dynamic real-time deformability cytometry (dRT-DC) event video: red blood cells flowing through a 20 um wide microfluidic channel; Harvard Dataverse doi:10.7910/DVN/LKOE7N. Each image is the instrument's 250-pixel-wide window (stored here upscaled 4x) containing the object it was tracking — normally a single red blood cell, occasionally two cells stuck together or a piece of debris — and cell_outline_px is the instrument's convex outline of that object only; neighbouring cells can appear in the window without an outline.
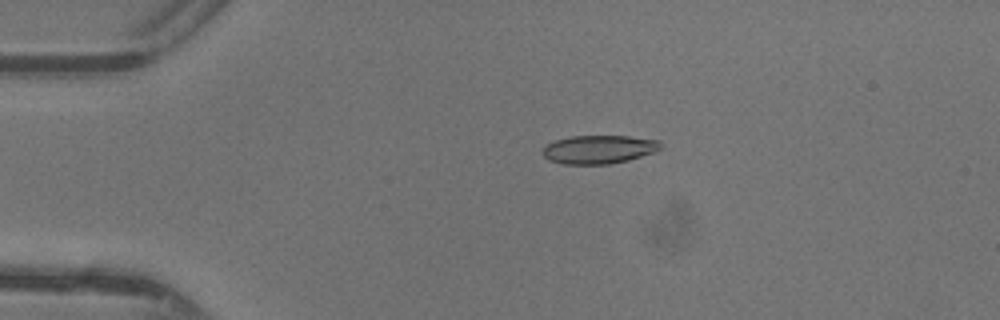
{"species": "common noctule bat (a hibernating species)", "species_latin": "Nyctalus noctula", "temperature_condition": "warm", "stored_images_in_passage": 39, "camera_frame_rate_fps": 3000, "um_per_image_px": 0.085, "animal": {"sex": "female"}, "frame": {"image": 1, "passage_image": 2, "time_ms": 0.333, "image_size_px": [1000, 320], "cell_outline_px": [[660, 148], [656, 152], [628, 160], [608, 164], [564, 164], [548, 160], [540, 152], [548, 144], [556, 140], [572, 136], [628, 136], [660, 140]], "centroid_in_image_um": [50.9, 12.7], "position_along_channel_um": 34.1, "area_um2": 19.54}}
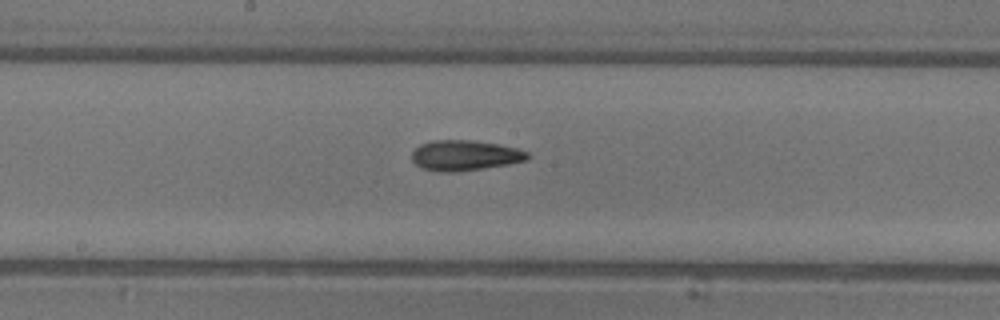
{"frame": {"image": 2, "passage_image": 17, "time_ms": 5.333, "image_size_px": [1000, 320], "cell_outline_px": [[532, 156], [528, 160], [508, 164], [456, 172], [440, 172], [420, 168], [412, 160], [412, 152], [420, 144], [432, 140], [472, 140], [496, 144], [516, 148], [528, 152]], "centroid_in_image_um": [39.51, 13.21], "position_along_channel_um": 208.7, "area_um2": 20.52}}
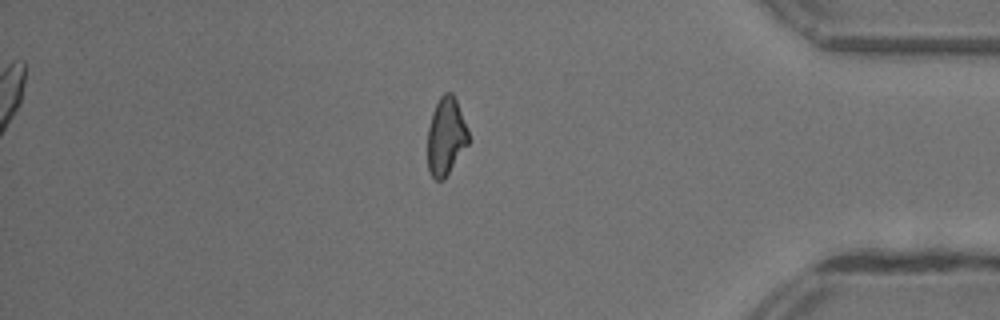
{"frame": {"image": 3, "passage_image": 32, "time_ms": 10.333, "image_size_px": [1000, 320], "cell_outline_px": [[468, 144], [444, 180], [436, 180], [432, 176], [428, 168], [428, 128], [432, 112], [440, 96], [444, 92], [452, 92], [456, 100], [468, 128]], "centroid_in_image_um": [37.9, 11.59], "position_along_channel_um": 397.3, "area_um2": 18.44}, "authors_computed_cell_mechanics": {"area_um2": 19.652, "velocity_mm_per_s": 4.4274, "shape_relaxation_time_tau1_ms": 6.5112, "shape_relaxation_time_tau2_ms": 3.8504, "deformation_change_tau1": 0.1927, "deformation_change_tau2": 0.1315}}